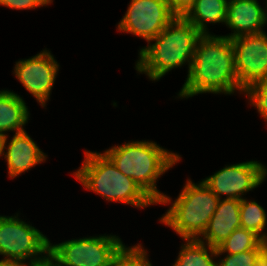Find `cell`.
Masks as SVG:
<instances>
[{
  "mask_svg": "<svg viewBox=\"0 0 267 266\" xmlns=\"http://www.w3.org/2000/svg\"><path fill=\"white\" fill-rule=\"evenodd\" d=\"M235 89L244 91L237 78L231 39L202 34L179 96L186 98L206 92L232 94Z\"/></svg>",
  "mask_w": 267,
  "mask_h": 266,
  "instance_id": "6da1fadb",
  "label": "cell"
},
{
  "mask_svg": "<svg viewBox=\"0 0 267 266\" xmlns=\"http://www.w3.org/2000/svg\"><path fill=\"white\" fill-rule=\"evenodd\" d=\"M202 33L184 16H176L151 41L148 47L140 49L136 70L144 72L151 80H158L173 68L186 61L189 70L194 58L195 47Z\"/></svg>",
  "mask_w": 267,
  "mask_h": 266,
  "instance_id": "7a4b0ae2",
  "label": "cell"
},
{
  "mask_svg": "<svg viewBox=\"0 0 267 266\" xmlns=\"http://www.w3.org/2000/svg\"><path fill=\"white\" fill-rule=\"evenodd\" d=\"M104 153L120 172L132 178L156 203L170 202L169 197L157 190L155 182L179 161V155L148 141L125 143Z\"/></svg>",
  "mask_w": 267,
  "mask_h": 266,
  "instance_id": "3957f363",
  "label": "cell"
},
{
  "mask_svg": "<svg viewBox=\"0 0 267 266\" xmlns=\"http://www.w3.org/2000/svg\"><path fill=\"white\" fill-rule=\"evenodd\" d=\"M83 165L75 177L88 190L108 201H119L136 207L157 204L132 178L120 172L105 154L85 152Z\"/></svg>",
  "mask_w": 267,
  "mask_h": 266,
  "instance_id": "277c9868",
  "label": "cell"
},
{
  "mask_svg": "<svg viewBox=\"0 0 267 266\" xmlns=\"http://www.w3.org/2000/svg\"><path fill=\"white\" fill-rule=\"evenodd\" d=\"M219 198L207 185L188 180L172 207L161 218L184 240L199 239L217 209Z\"/></svg>",
  "mask_w": 267,
  "mask_h": 266,
  "instance_id": "5b68a950",
  "label": "cell"
},
{
  "mask_svg": "<svg viewBox=\"0 0 267 266\" xmlns=\"http://www.w3.org/2000/svg\"><path fill=\"white\" fill-rule=\"evenodd\" d=\"M49 247L50 241L36 228L16 216H0V255L7 261L27 266L23 261L31 258L28 266L45 265L49 262ZM42 253L47 257H37Z\"/></svg>",
  "mask_w": 267,
  "mask_h": 266,
  "instance_id": "8992f818",
  "label": "cell"
},
{
  "mask_svg": "<svg viewBox=\"0 0 267 266\" xmlns=\"http://www.w3.org/2000/svg\"><path fill=\"white\" fill-rule=\"evenodd\" d=\"M124 246L116 236H99L69 240L49 247L53 266H110Z\"/></svg>",
  "mask_w": 267,
  "mask_h": 266,
  "instance_id": "52a82bcc",
  "label": "cell"
},
{
  "mask_svg": "<svg viewBox=\"0 0 267 266\" xmlns=\"http://www.w3.org/2000/svg\"><path fill=\"white\" fill-rule=\"evenodd\" d=\"M176 17L166 0H131L118 30L151 42Z\"/></svg>",
  "mask_w": 267,
  "mask_h": 266,
  "instance_id": "ba28073f",
  "label": "cell"
},
{
  "mask_svg": "<svg viewBox=\"0 0 267 266\" xmlns=\"http://www.w3.org/2000/svg\"><path fill=\"white\" fill-rule=\"evenodd\" d=\"M235 70L243 89L267 78V35L246 34L231 39Z\"/></svg>",
  "mask_w": 267,
  "mask_h": 266,
  "instance_id": "9c48e42d",
  "label": "cell"
},
{
  "mask_svg": "<svg viewBox=\"0 0 267 266\" xmlns=\"http://www.w3.org/2000/svg\"><path fill=\"white\" fill-rule=\"evenodd\" d=\"M266 174L267 169L264 165L257 161H249L226 166L203 180V183L219 199H221L220 195L225 194L226 198L241 200V195L260 185Z\"/></svg>",
  "mask_w": 267,
  "mask_h": 266,
  "instance_id": "30bf717a",
  "label": "cell"
},
{
  "mask_svg": "<svg viewBox=\"0 0 267 266\" xmlns=\"http://www.w3.org/2000/svg\"><path fill=\"white\" fill-rule=\"evenodd\" d=\"M59 65L47 50L26 60H20L15 66V76L44 107L49 99Z\"/></svg>",
  "mask_w": 267,
  "mask_h": 266,
  "instance_id": "8fae6325",
  "label": "cell"
},
{
  "mask_svg": "<svg viewBox=\"0 0 267 266\" xmlns=\"http://www.w3.org/2000/svg\"><path fill=\"white\" fill-rule=\"evenodd\" d=\"M257 0H228L226 25L234 29V33L225 37L263 32L262 27L267 22V13Z\"/></svg>",
  "mask_w": 267,
  "mask_h": 266,
  "instance_id": "7c38bea8",
  "label": "cell"
},
{
  "mask_svg": "<svg viewBox=\"0 0 267 266\" xmlns=\"http://www.w3.org/2000/svg\"><path fill=\"white\" fill-rule=\"evenodd\" d=\"M239 199L219 200L218 206L203 233L206 246L217 247L236 229L241 228Z\"/></svg>",
  "mask_w": 267,
  "mask_h": 266,
  "instance_id": "4fadbf2b",
  "label": "cell"
},
{
  "mask_svg": "<svg viewBox=\"0 0 267 266\" xmlns=\"http://www.w3.org/2000/svg\"><path fill=\"white\" fill-rule=\"evenodd\" d=\"M3 155L7 160L9 175L12 178L43 162L46 158L25 131L15 133L7 147V153Z\"/></svg>",
  "mask_w": 267,
  "mask_h": 266,
  "instance_id": "5bb4252c",
  "label": "cell"
},
{
  "mask_svg": "<svg viewBox=\"0 0 267 266\" xmlns=\"http://www.w3.org/2000/svg\"><path fill=\"white\" fill-rule=\"evenodd\" d=\"M29 112L23 99L10 91H0V134L14 130L16 133L23 132L28 120Z\"/></svg>",
  "mask_w": 267,
  "mask_h": 266,
  "instance_id": "9a60e30c",
  "label": "cell"
},
{
  "mask_svg": "<svg viewBox=\"0 0 267 266\" xmlns=\"http://www.w3.org/2000/svg\"><path fill=\"white\" fill-rule=\"evenodd\" d=\"M227 6V0H195L184 17L202 34H207L205 23H226Z\"/></svg>",
  "mask_w": 267,
  "mask_h": 266,
  "instance_id": "2e32d148",
  "label": "cell"
},
{
  "mask_svg": "<svg viewBox=\"0 0 267 266\" xmlns=\"http://www.w3.org/2000/svg\"><path fill=\"white\" fill-rule=\"evenodd\" d=\"M187 243L182 246L177 261L173 266H217L212 257L216 255V248L209 246L202 239H186Z\"/></svg>",
  "mask_w": 267,
  "mask_h": 266,
  "instance_id": "e0dca14e",
  "label": "cell"
},
{
  "mask_svg": "<svg viewBox=\"0 0 267 266\" xmlns=\"http://www.w3.org/2000/svg\"><path fill=\"white\" fill-rule=\"evenodd\" d=\"M252 249H264L263 240L252 231L238 228L216 247V255L218 256L225 252L238 254Z\"/></svg>",
  "mask_w": 267,
  "mask_h": 266,
  "instance_id": "ac0fdd59",
  "label": "cell"
},
{
  "mask_svg": "<svg viewBox=\"0 0 267 266\" xmlns=\"http://www.w3.org/2000/svg\"><path fill=\"white\" fill-rule=\"evenodd\" d=\"M241 228L257 234L262 240L266 234L260 235L266 226V212L255 201L247 202L244 198L240 203Z\"/></svg>",
  "mask_w": 267,
  "mask_h": 266,
  "instance_id": "d6986e66",
  "label": "cell"
},
{
  "mask_svg": "<svg viewBox=\"0 0 267 266\" xmlns=\"http://www.w3.org/2000/svg\"><path fill=\"white\" fill-rule=\"evenodd\" d=\"M141 244L126 248L125 245L113 257L110 266H152Z\"/></svg>",
  "mask_w": 267,
  "mask_h": 266,
  "instance_id": "ffe728a7",
  "label": "cell"
},
{
  "mask_svg": "<svg viewBox=\"0 0 267 266\" xmlns=\"http://www.w3.org/2000/svg\"><path fill=\"white\" fill-rule=\"evenodd\" d=\"M244 92L248 94L252 105L267 121V78L249 85Z\"/></svg>",
  "mask_w": 267,
  "mask_h": 266,
  "instance_id": "44dd1931",
  "label": "cell"
},
{
  "mask_svg": "<svg viewBox=\"0 0 267 266\" xmlns=\"http://www.w3.org/2000/svg\"><path fill=\"white\" fill-rule=\"evenodd\" d=\"M263 249H252L238 254H227L217 266H255L259 253Z\"/></svg>",
  "mask_w": 267,
  "mask_h": 266,
  "instance_id": "7402d4cb",
  "label": "cell"
},
{
  "mask_svg": "<svg viewBox=\"0 0 267 266\" xmlns=\"http://www.w3.org/2000/svg\"><path fill=\"white\" fill-rule=\"evenodd\" d=\"M52 0H0V5L13 9H31L51 3Z\"/></svg>",
  "mask_w": 267,
  "mask_h": 266,
  "instance_id": "603a6c76",
  "label": "cell"
},
{
  "mask_svg": "<svg viewBox=\"0 0 267 266\" xmlns=\"http://www.w3.org/2000/svg\"><path fill=\"white\" fill-rule=\"evenodd\" d=\"M170 10L176 16H184L194 5L195 0H166Z\"/></svg>",
  "mask_w": 267,
  "mask_h": 266,
  "instance_id": "cb8c5ba5",
  "label": "cell"
},
{
  "mask_svg": "<svg viewBox=\"0 0 267 266\" xmlns=\"http://www.w3.org/2000/svg\"><path fill=\"white\" fill-rule=\"evenodd\" d=\"M255 266H267V252L264 249L259 253Z\"/></svg>",
  "mask_w": 267,
  "mask_h": 266,
  "instance_id": "d4e9b609",
  "label": "cell"
},
{
  "mask_svg": "<svg viewBox=\"0 0 267 266\" xmlns=\"http://www.w3.org/2000/svg\"><path fill=\"white\" fill-rule=\"evenodd\" d=\"M7 135L0 134V156L3 155L4 149H6Z\"/></svg>",
  "mask_w": 267,
  "mask_h": 266,
  "instance_id": "484cf974",
  "label": "cell"
},
{
  "mask_svg": "<svg viewBox=\"0 0 267 266\" xmlns=\"http://www.w3.org/2000/svg\"><path fill=\"white\" fill-rule=\"evenodd\" d=\"M0 266H18L17 264L3 259L0 261Z\"/></svg>",
  "mask_w": 267,
  "mask_h": 266,
  "instance_id": "4316f807",
  "label": "cell"
},
{
  "mask_svg": "<svg viewBox=\"0 0 267 266\" xmlns=\"http://www.w3.org/2000/svg\"><path fill=\"white\" fill-rule=\"evenodd\" d=\"M264 250L267 252V235L263 239Z\"/></svg>",
  "mask_w": 267,
  "mask_h": 266,
  "instance_id": "83f0119b",
  "label": "cell"
},
{
  "mask_svg": "<svg viewBox=\"0 0 267 266\" xmlns=\"http://www.w3.org/2000/svg\"><path fill=\"white\" fill-rule=\"evenodd\" d=\"M41 266H53V265L50 262H48L47 264Z\"/></svg>",
  "mask_w": 267,
  "mask_h": 266,
  "instance_id": "f1b7e54d",
  "label": "cell"
}]
</instances>
